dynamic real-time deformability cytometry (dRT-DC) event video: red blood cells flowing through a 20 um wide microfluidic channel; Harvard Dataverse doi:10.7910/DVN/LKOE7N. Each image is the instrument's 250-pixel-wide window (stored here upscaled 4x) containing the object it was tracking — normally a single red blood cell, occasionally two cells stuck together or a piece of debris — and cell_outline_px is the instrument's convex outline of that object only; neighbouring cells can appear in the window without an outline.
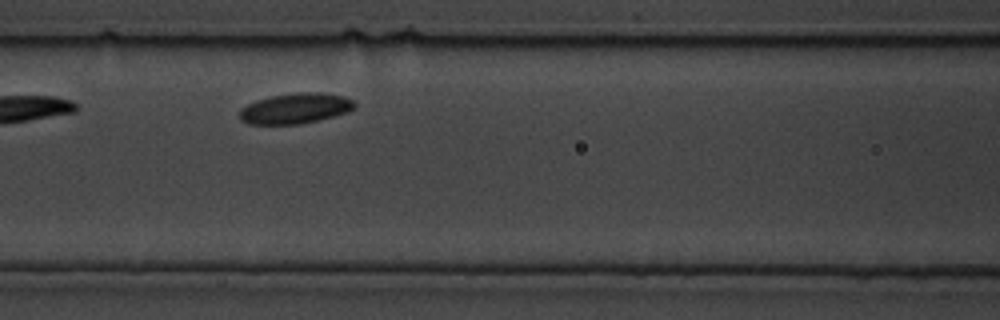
{"species": "common noctule bat (a hibernating species)", "species_latin": "Nyctalus noctula", "temperature_condition": "cold", "stored_images_in_passage": 17, "camera_frame_rate_fps": 3000, "um_per_image_px": 0.085, "animal": {"sex": "male", "body_mass_g": 19.5, "forearm_length_mm": 54.6}, "frame": {"image": 1, "passage_image": 15, "time_ms": 4.667, "image_size_px": [1000, 320], "cell_outline_px": [[356, 104], [348, 112], [300, 124], [248, 124], [240, 120], [240, 108], [256, 100], [272, 96], [300, 92], [320, 92], [344, 96], [352, 100]], "centroid_in_image_um": [25.08, 9.21], "position_along_channel_um": 141.5, "area_um2": 20.23}}